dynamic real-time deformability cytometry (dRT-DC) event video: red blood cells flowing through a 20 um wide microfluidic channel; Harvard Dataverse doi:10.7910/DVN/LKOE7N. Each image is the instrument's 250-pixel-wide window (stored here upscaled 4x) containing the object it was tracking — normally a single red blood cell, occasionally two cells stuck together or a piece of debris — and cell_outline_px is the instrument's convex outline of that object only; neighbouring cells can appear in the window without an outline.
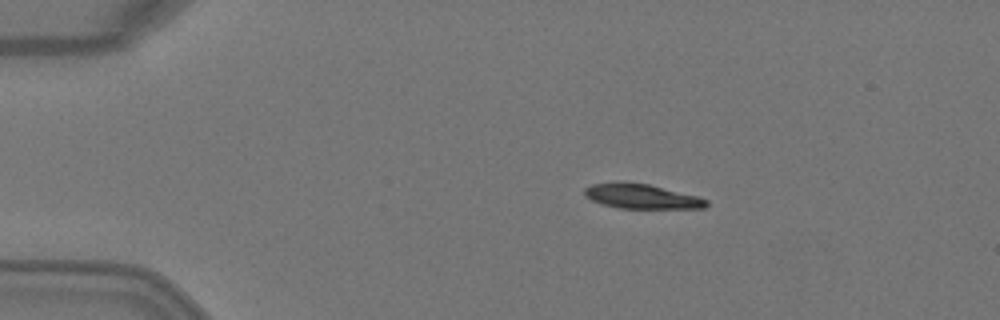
{"species": "Egyptian fruit bat (a non-hibernating species)", "species_latin": "Rousettus aegyptiacus", "temperature_condition": "warm", "stored_images_in_passage": 4, "camera_frame_rate_fps": 3000, "um_per_image_px": 0.085, "animal": {"sex": "female"}, "frame": {"image": 1, "passage_image": 2, "time_ms": 0.333, "image_size_px": [1000, 320], "cell_outline_px": [[708, 204], [704, 208], [620, 208], [604, 204], [592, 200], [584, 196], [584, 188], [592, 184], [648, 184], [696, 196], [708, 200]], "centroid_in_image_um": [54.56, 16.72], "position_along_channel_um": 30.4, "area_um2": 16.7}}
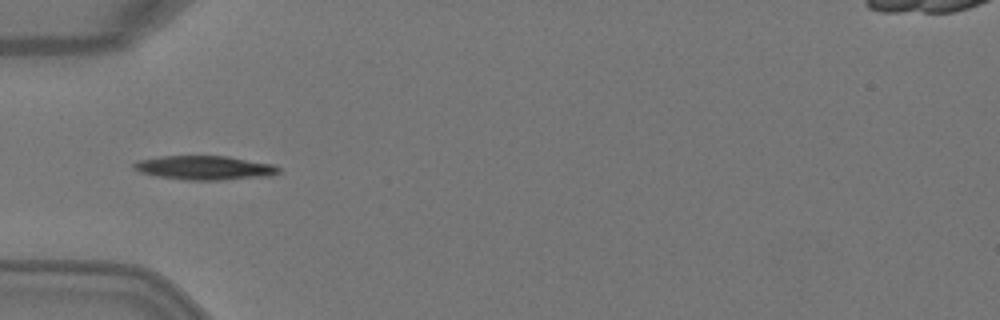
{"frame": {"image": 2, "passage_image": 4, "time_ms": 1.0, "image_size_px": [1000, 320], "cell_outline_px": [[280, 172], [272, 176], [224, 180], [184, 180], [156, 176], [140, 172], [132, 168], [132, 164], [136, 160], [160, 156], [228, 156], [272, 164], [280, 168]], "centroid_in_image_um": [17.37, 14.26], "position_along_channel_um": 67.6, "area_um2": 20.58}}